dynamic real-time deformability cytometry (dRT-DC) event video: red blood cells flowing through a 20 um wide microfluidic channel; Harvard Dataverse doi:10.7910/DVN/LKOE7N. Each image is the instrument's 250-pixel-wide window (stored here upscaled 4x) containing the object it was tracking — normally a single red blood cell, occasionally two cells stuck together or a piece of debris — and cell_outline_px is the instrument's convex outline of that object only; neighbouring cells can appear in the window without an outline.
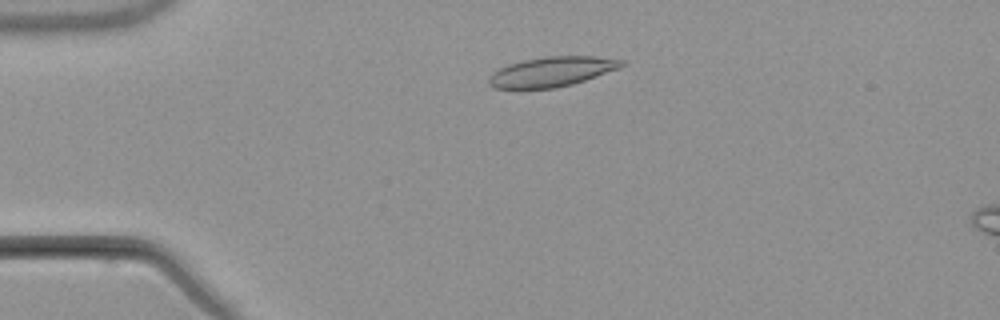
{"species": "common noctule bat (a hibernating species)", "species_latin": "Nyctalus noctula", "temperature_condition": "warm", "stored_images_in_passage": 3, "camera_frame_rate_fps": 3000, "um_per_image_px": 0.085, "animal": {"sex": "male", "body_mass_g": 21.5, "forearm_length_mm": 52.0}, "frame": {"image": 1, "passage_image": 1, "time_ms": 0.0, "image_size_px": [1000, 320], "cell_outline_px": [[628, 64], [620, 68], [572, 84], [556, 88], [492, 88], [488, 84], [488, 76], [492, 72], [508, 64], [524, 60], [544, 56], [596, 56], [624, 60]], "centroid_in_image_um": [46.91, 6.08], "position_along_channel_um": 38.1, "area_um2": 23.18}}